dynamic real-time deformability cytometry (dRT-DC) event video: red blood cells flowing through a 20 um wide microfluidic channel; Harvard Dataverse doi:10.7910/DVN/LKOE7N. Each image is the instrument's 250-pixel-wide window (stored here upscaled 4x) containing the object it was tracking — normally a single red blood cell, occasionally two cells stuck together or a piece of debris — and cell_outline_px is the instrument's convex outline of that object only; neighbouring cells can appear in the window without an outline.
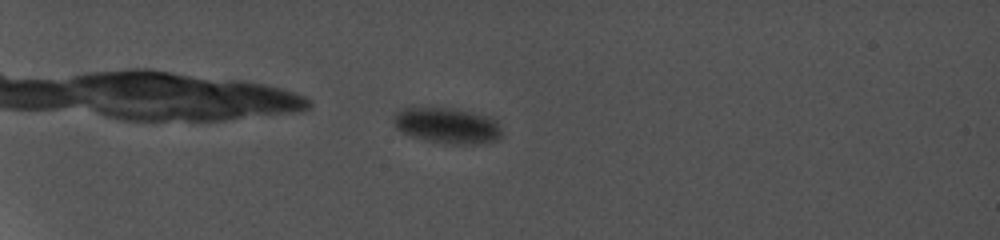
{"species": "common noctule bat (a hibernating species)", "species_latin": "Nyctalus noctula", "temperature_condition": "cold", "stored_images_in_passage": 7, "camera_frame_rate_fps": 5000, "um_per_image_px": 0.085, "animal": {"sex": "female", "body_mass_g": 19.0, "forearm_length_mm": 56.7}, "frame": {"image": 1, "passage_image": 2, "time_ms": 1.0, "image_size_px": [1000, 240], "cell_outline_px": [[500, 132], [496, 136], [488, 140], [452, 140], [424, 136], [408, 132], [400, 128], [396, 124], [396, 116], [404, 108], [440, 108], [468, 112], [484, 116], [492, 120], [496, 124]], "centroid_in_image_um": [37.98, 10.55], "position_along_channel_um": 47.0, "area_um2": 18.79}}
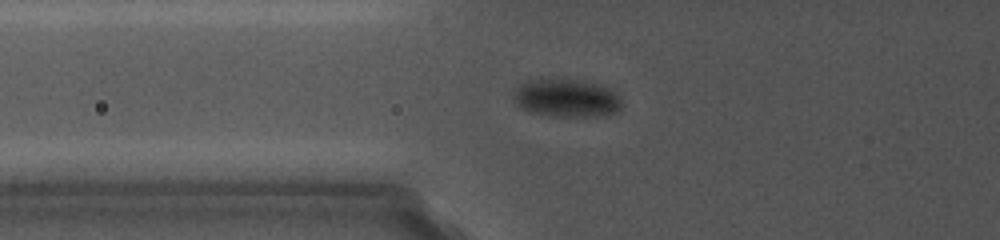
{"frame": {"image": 2, "passage_image": 5, "time_ms": 3.8, "image_size_px": [1000, 240], "cell_outline_px": [[620, 108], [612, 112], [584, 116], [560, 116], [540, 112], [524, 108], [516, 100], [516, 96], [520, 88], [524, 84], [536, 80], [552, 76], [564, 76], [600, 84], [608, 88], [616, 96], [620, 104]], "centroid_in_image_um": [48.21, 8.26], "position_along_channel_um": 77.6, "area_um2": 22.89}}